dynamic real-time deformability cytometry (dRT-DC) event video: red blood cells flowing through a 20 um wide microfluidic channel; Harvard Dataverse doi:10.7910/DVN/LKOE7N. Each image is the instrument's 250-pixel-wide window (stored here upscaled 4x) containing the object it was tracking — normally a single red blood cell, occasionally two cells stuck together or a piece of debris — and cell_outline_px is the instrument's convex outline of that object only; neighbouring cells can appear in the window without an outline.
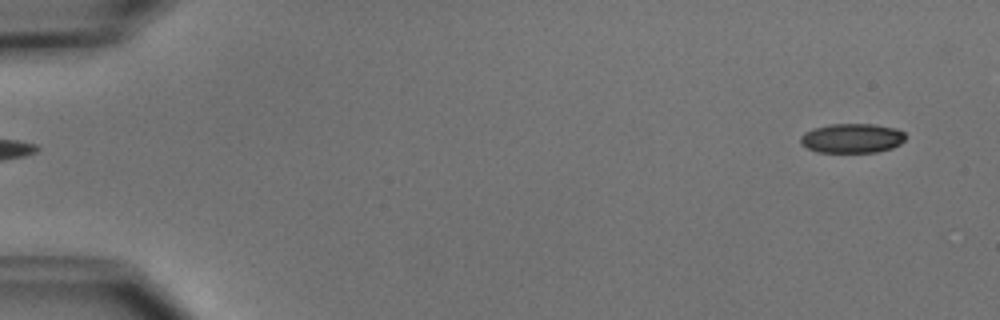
{"species": "common noctule bat (a hibernating species)", "species_latin": "Nyctalus noctula", "temperature_condition": "cold", "stored_images_in_passage": 5, "segment_of_instrument_passage": [2, 2], "camera_frame_rate_fps": 3000, "um_per_image_px": 0.085, "animal": {"sex": "male", "body_mass_g": 15.6}, "frame": {"image": 1, "passage_image": 5, "time_ms": 5.667, "image_size_px": [1000, 320], "cell_outline_px": [[904, 140], [900, 144], [892, 148], [876, 152], [816, 152], [800, 144], [800, 136], [804, 132], [812, 128], [828, 124], [872, 124], [896, 128], [904, 132]], "centroid_in_image_um": [72.38, 11.74], "position_along_channel_um": 12.6, "area_um2": 18.15}}